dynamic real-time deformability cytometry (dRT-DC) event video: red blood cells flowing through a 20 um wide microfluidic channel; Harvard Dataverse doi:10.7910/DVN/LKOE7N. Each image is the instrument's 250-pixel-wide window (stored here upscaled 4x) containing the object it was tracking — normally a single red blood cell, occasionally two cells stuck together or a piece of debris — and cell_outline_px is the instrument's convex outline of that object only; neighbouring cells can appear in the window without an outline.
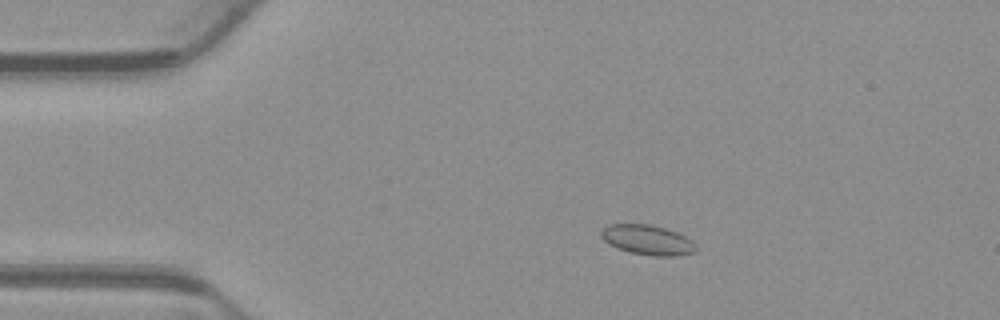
{"species": "common noctule bat (a hibernating species)", "species_latin": "Nyctalus noctula", "temperature_condition": "warm", "stored_images_in_passage": 53, "camera_frame_rate_fps": 3000, "um_per_image_px": 0.085, "animal": {"sex": "male", "body_mass_g": 23.1, "forearm_length_mm": 52.7}, "frame": {"image": 1, "passage_image": 10, "time_ms": 3.0, "image_size_px": [1000, 320], "cell_outline_px": [[696, 252], [680, 256], [656, 256], [628, 252], [616, 248], [604, 240], [600, 236], [600, 232], [608, 224], [648, 224], [664, 228], [676, 232], [692, 240], [696, 244]], "centroid_in_image_um": [55.05, 20.4], "position_along_channel_um": 30.0, "area_um2": 16.59}}
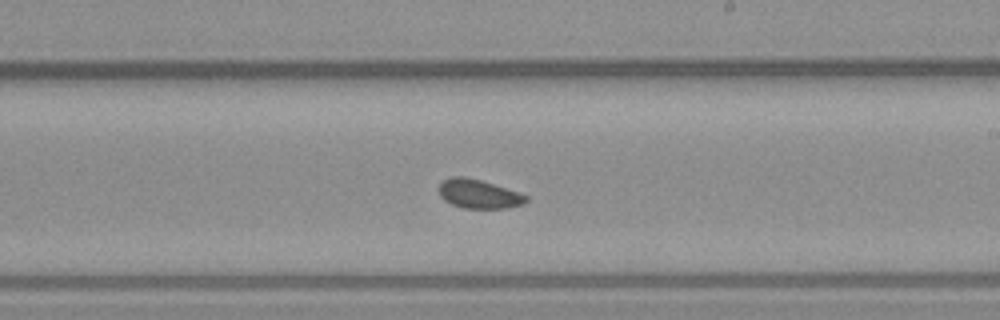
{"frame": {"image": 2, "passage_image": 31, "time_ms": 10.0, "image_size_px": [1000, 320], "cell_outline_px": [[528, 200], [524, 204], [504, 208], [464, 208], [452, 204], [444, 200], [440, 196], [440, 184], [444, 180], [452, 176], [464, 176], [480, 180], [528, 196]], "centroid_in_image_um": [40.67, 16.49], "position_along_channel_um": 248.3, "area_um2": 14.39}}
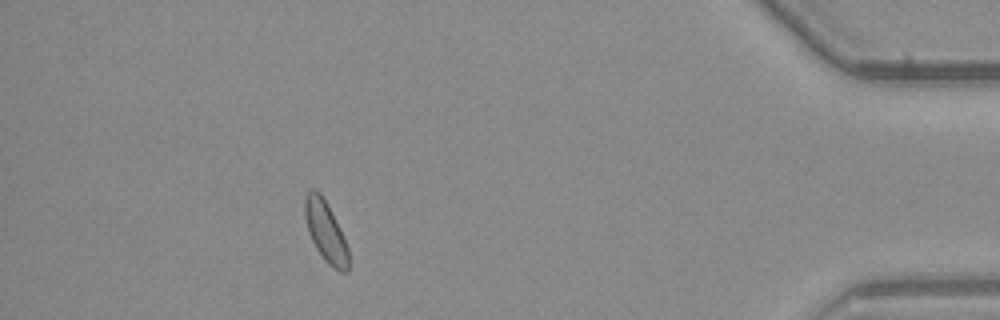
{"frame": {"image": 3, "passage_image": 48, "time_ms": 15.667, "image_size_px": [1000, 320], "cell_outline_px": [[348, 272], [340, 272], [332, 268], [324, 260], [316, 248], [308, 232], [304, 216], [304, 196], [312, 188], [320, 192], [328, 204], [344, 236], [348, 248]], "centroid_in_image_um": [27.67, 19.66], "position_along_channel_um": 407.5, "area_um2": 15.66}, "authors_computed_cell_mechanics": {"area_um2": 15.2014, "velocity_mm_per_s": 3.836, "shape_relaxation_time_tau1_ms": null, "shape_relaxation_time_tau2_ms": 3.5887, "deformation_change_tau1": null, "deformation_change_tau2": 0.058}}